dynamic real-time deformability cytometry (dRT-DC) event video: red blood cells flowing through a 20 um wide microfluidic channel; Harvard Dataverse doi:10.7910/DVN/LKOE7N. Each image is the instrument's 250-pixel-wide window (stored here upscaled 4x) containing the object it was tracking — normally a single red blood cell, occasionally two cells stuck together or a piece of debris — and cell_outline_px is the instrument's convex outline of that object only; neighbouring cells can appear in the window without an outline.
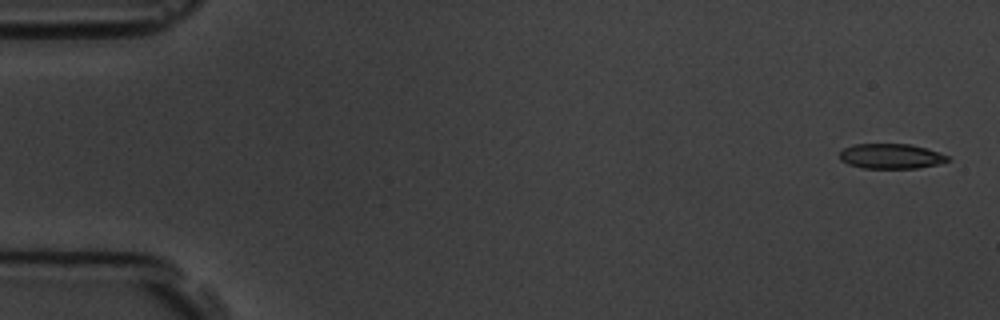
{"species": "common noctule bat (a hibernating species)", "species_latin": "Nyctalus noctula", "temperature_condition": "room temperature", "stored_images_in_passage": 3, "camera_frame_rate_fps": 3000, "um_per_image_px": 0.085, "animal": {"sex": "male", "body_mass_g": 19.5, "forearm_length_mm": 54.6}, "frame": {"image": 1, "passage_image": 1, "time_ms": 0.0, "image_size_px": [1000, 320], "cell_outline_px": [[952, 160], [936, 164], [916, 168], [864, 168], [848, 164], [840, 160], [840, 152], [844, 148], [856, 144], [912, 144], [928, 148], [948, 156]], "centroid_in_image_um": [75.75, 13.27], "position_along_channel_um": 9.3, "area_um2": 15.72}}